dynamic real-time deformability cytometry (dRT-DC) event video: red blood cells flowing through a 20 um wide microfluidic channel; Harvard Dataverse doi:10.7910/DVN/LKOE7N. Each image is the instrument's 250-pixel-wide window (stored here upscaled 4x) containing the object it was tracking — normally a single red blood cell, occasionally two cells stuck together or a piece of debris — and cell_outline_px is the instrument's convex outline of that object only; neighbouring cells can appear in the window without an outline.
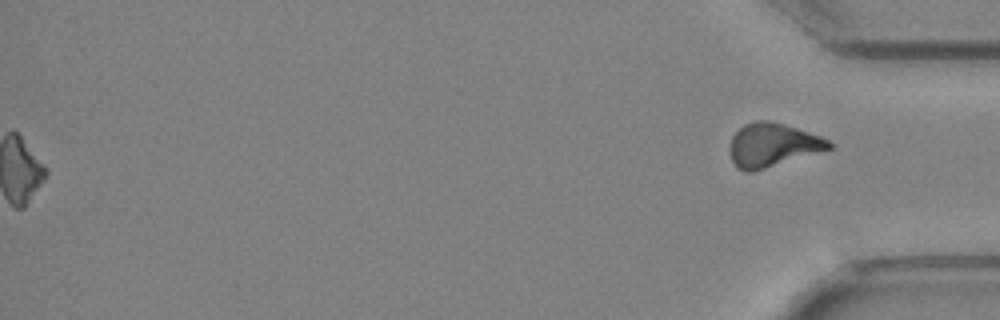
{"species": "Egyptian fruit bat (a non-hibernating species)", "species_latin": "Rousettus aegyptiacus", "temperature_condition": "cold", "stored_images_in_passage": 47, "segment_of_instrument_passage": [2, 2], "camera_frame_rate_fps": 3000, "um_per_image_px": 0.085, "animal": {"sex": "female"}, "frame": {"image": 1, "passage_image": 47, "time_ms": 15.333, "image_size_px": [1000, 320], "cell_outline_px": [[832, 148], [752, 172], [744, 172], [736, 168], [732, 160], [732, 136], [744, 124], [756, 120], [768, 120], [784, 124], [820, 136], [828, 140], [832, 144]], "centroid_in_image_um": [65.66, 12.32], "position_along_channel_um": 369.5, "area_um2": 24.74}}